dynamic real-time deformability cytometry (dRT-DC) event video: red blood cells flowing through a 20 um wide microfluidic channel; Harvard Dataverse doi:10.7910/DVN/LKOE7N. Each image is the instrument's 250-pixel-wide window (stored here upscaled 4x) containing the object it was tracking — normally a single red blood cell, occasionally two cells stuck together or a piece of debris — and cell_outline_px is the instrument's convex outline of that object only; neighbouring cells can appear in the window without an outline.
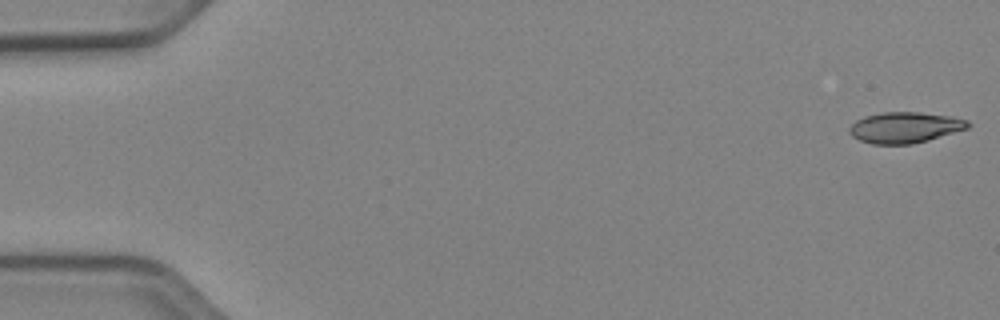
{"species": "Egyptian fruit bat (a non-hibernating species)", "species_latin": "Rousettus aegyptiacus", "temperature_condition": "cold", "stored_images_in_passage": 52, "camera_frame_rate_fps": 3000, "um_per_image_px": 0.085, "animal": {"sex": "female"}, "frame": {"image": 1, "passage_image": 1, "time_ms": 0.0, "image_size_px": [1000, 320], "cell_outline_px": [[972, 124], [968, 128], [928, 140], [912, 144], [872, 144], [860, 140], [852, 136], [848, 132], [848, 128], [856, 120], [864, 116], [880, 112], [920, 112], [948, 116], [968, 120]], "centroid_in_image_um": [76.89, 10.83], "position_along_channel_um": 8.1, "area_um2": 21.39}}
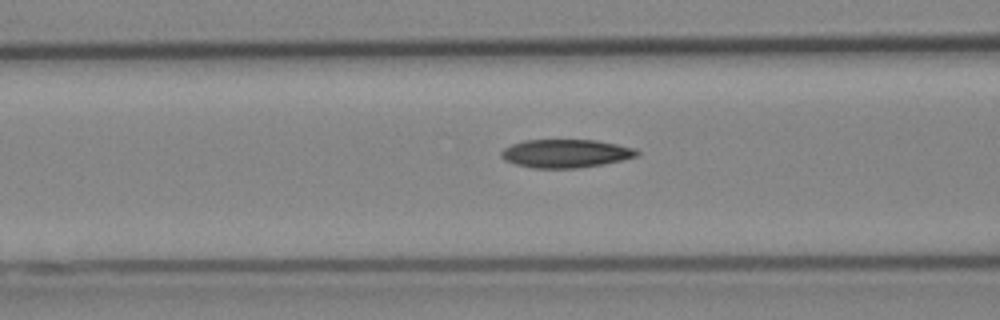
{"frame": {"image": 2, "passage_image": 21, "time_ms": 6.667, "image_size_px": [1000, 320], "cell_outline_px": [[640, 152], [636, 156], [604, 164], [576, 168], [532, 168], [516, 164], [504, 160], [500, 156], [500, 152], [504, 148], [512, 144], [524, 140], [596, 140], [636, 148]], "centroid_in_image_um": [48.06, 13.04], "position_along_channel_um": 118.5, "area_um2": 22.37}}
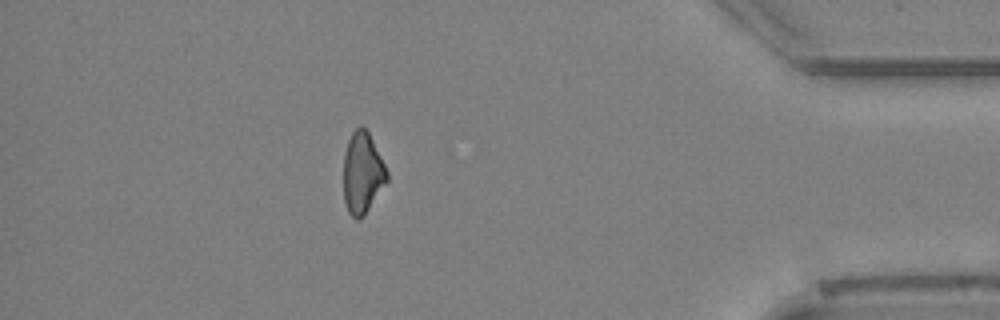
{"frame": {"image": 3, "passage_image": 46, "time_ms": 15.0, "image_size_px": [1000, 320], "cell_outline_px": [[388, 180], [364, 216], [352, 216], [348, 212], [344, 200], [344, 152], [348, 140], [352, 132], [360, 124], [368, 132], [388, 172]], "centroid_in_image_um": [30.8, 14.68], "position_along_channel_um": 404.4, "area_um2": 20.29}, "authors_computed_cell_mechanics": {"area_um2": 21.7039, "velocity_mm_per_s": 3.9461, "shape_relaxation_time_tau1_ms": 7.5815, "shape_relaxation_time_tau2_ms": 6.9804, "deformation_change_tau1": 0.1607, "deformation_change_tau2": 0.1486}}